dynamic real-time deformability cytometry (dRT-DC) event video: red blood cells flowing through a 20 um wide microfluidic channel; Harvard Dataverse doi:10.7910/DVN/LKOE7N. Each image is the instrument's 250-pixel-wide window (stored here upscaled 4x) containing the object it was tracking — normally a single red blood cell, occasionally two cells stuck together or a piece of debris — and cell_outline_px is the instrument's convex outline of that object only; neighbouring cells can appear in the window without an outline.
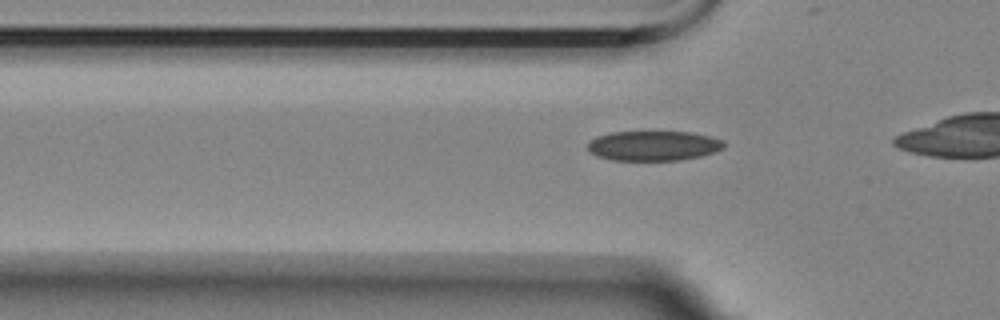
{"species": "Egyptian fruit bat (a non-hibernating species)", "species_latin": "Rousettus aegyptiacus", "temperature_condition": "room temperature", "stored_images_in_passage": 13, "camera_frame_rate_fps": 3000, "um_per_image_px": 0.085, "animal": {"sex": "female"}, "frame": {"image": 1, "passage_image": 3, "time_ms": 0.667, "image_size_px": [1000, 320], "cell_outline_px": [[724, 148], [716, 152], [700, 156], [680, 160], [612, 160], [596, 156], [588, 152], [588, 144], [596, 136], [612, 132], [692, 132], [712, 136], [724, 140]], "centroid_in_image_um": [55.57, 12.39], "position_along_channel_um": 70.2, "area_um2": 23.87}}
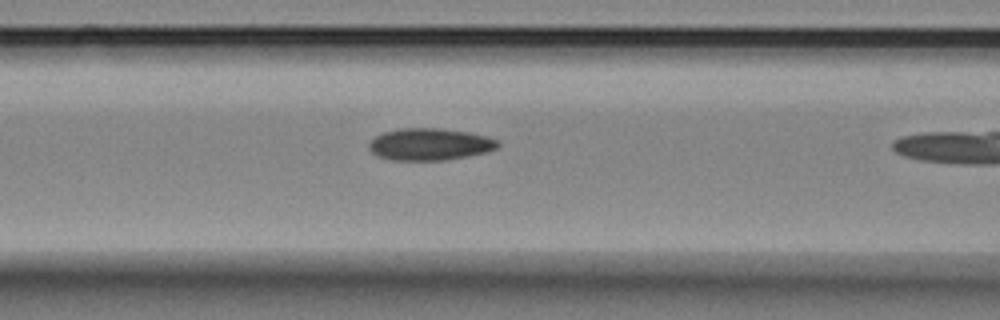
{"frame": {"image": 2, "passage_image": 8, "time_ms": 2.333, "image_size_px": [1000, 320], "cell_outline_px": [[500, 144], [496, 148], [488, 152], [468, 156], [444, 160], [388, 160], [376, 156], [368, 148], [368, 144], [376, 136], [384, 132], [400, 128], [436, 128], [468, 132], [500, 140]], "centroid_in_image_um": [36.52, 12.27], "position_along_channel_um": 130.1, "area_um2": 24.1}}
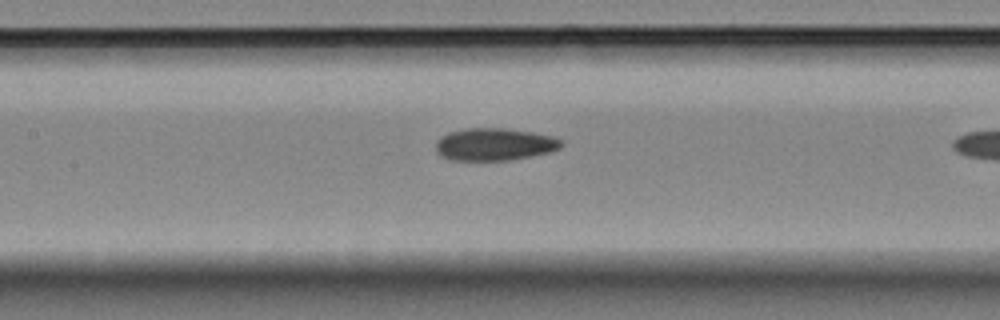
{"frame": {"image": 3, "passage_image": 11, "time_ms": 3.333, "image_size_px": [1000, 320], "cell_outline_px": [[564, 144], [560, 148], [548, 152], [532, 156], [512, 160], [452, 160], [440, 156], [436, 152], [436, 140], [440, 136], [448, 132], [464, 128], [504, 128], [532, 132], [552, 136], [564, 140]], "centroid_in_image_um": [42.02, 12.26], "position_along_channel_um": 165.4, "area_um2": 23.99}}